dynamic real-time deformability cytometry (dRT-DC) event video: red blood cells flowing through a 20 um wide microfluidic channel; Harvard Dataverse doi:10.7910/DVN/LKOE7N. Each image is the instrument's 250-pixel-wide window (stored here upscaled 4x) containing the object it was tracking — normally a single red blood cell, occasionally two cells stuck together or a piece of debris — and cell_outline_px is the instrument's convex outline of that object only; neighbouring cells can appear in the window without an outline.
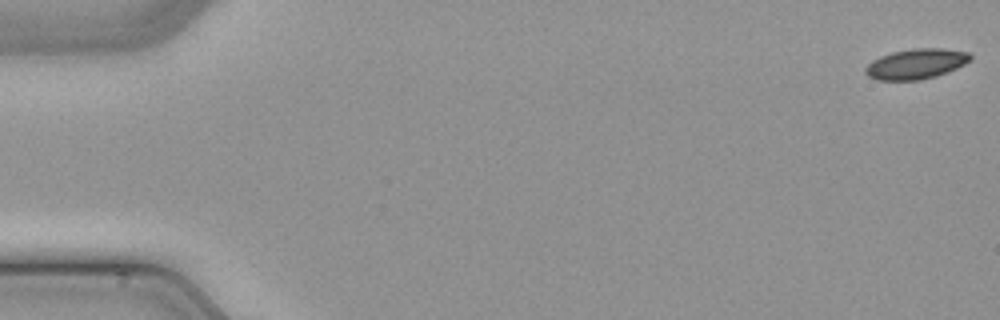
{"species": "common noctule bat (a hibernating species)", "species_latin": "Nyctalus noctula", "temperature_condition": "cold", "stored_images_in_passage": 49, "camera_frame_rate_fps": 3000, "um_per_image_px": 0.085, "animal": {"sex": "male", "body_mass_g": 21.5, "forearm_length_mm": 52.0}, "frame": {"image": 1, "passage_image": 1, "time_ms": 0.0, "image_size_px": [1000, 320], "cell_outline_px": [[972, 60], [948, 72], [936, 76], [920, 80], [876, 80], [868, 76], [864, 72], [864, 68], [872, 60], [880, 56], [892, 52], [912, 48], [940, 48], [968, 52], [972, 56]], "centroid_in_image_um": [77.85, 5.43], "position_along_channel_um": 7.1, "area_um2": 18.61}}
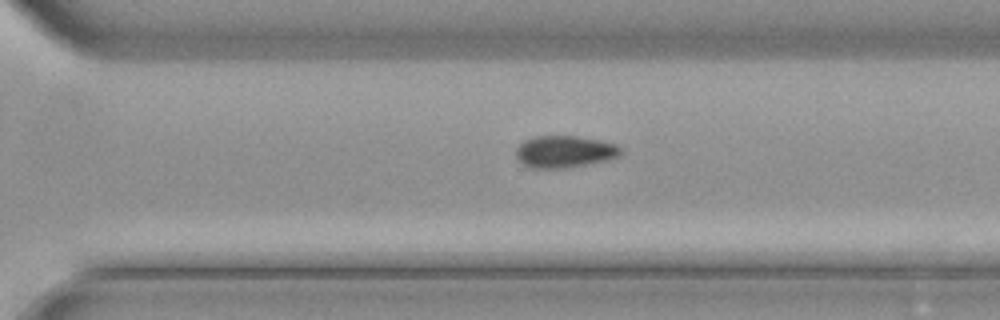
{"frame": {"image": 2, "passage_image": 34, "time_ms": 11.0, "image_size_px": [1000, 320], "cell_outline_px": [[620, 156], [608, 160], [564, 168], [532, 168], [524, 164], [516, 156], [516, 148], [524, 140], [532, 136], [576, 136], [600, 140], [616, 144], [620, 148]], "centroid_in_image_um": [47.98, 12.88], "position_along_channel_um": 322.6, "area_um2": 19.42}}
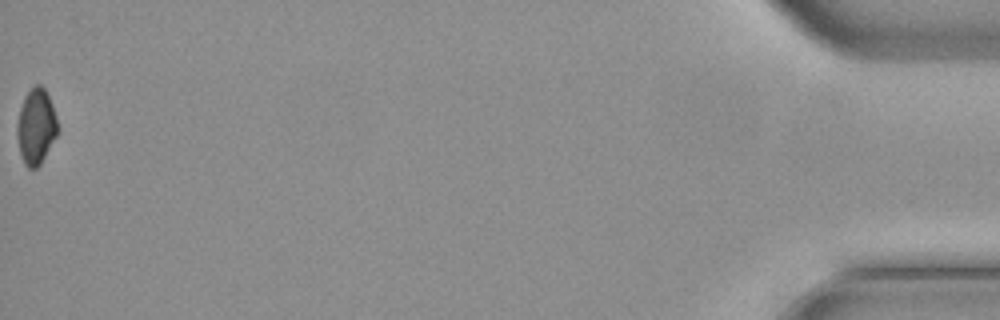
{"frame": {"image": 3, "passage_image": 49, "time_ms": 16.0, "image_size_px": [1000, 320], "cell_outline_px": [[56, 136], [40, 164], [36, 168], [28, 168], [24, 164], [20, 152], [16, 132], [16, 124], [20, 108], [24, 96], [36, 84], [40, 84], [44, 88], [52, 104], [56, 116]], "centroid_in_image_um": [3.03, 10.75], "position_along_channel_um": 432.2, "area_um2": 17.57}}